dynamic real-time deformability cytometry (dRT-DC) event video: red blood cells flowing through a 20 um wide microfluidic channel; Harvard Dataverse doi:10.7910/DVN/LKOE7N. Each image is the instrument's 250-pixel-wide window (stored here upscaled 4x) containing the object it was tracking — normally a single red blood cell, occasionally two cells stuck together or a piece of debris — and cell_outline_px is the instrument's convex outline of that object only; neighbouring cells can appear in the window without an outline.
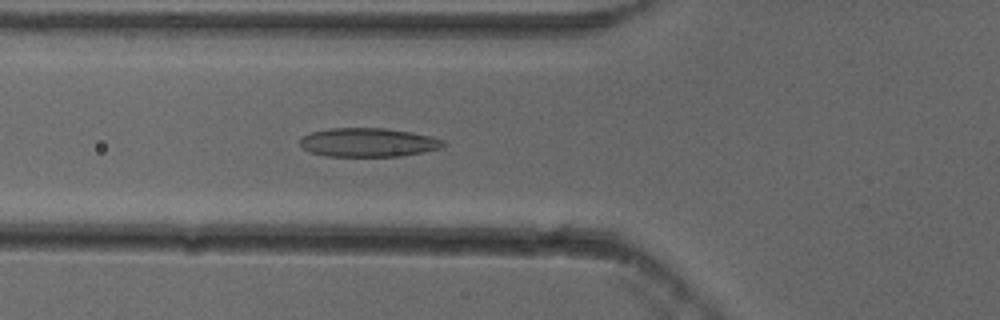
{"species": "common noctule bat (a hibernating species)", "species_latin": "Nyctalus noctula", "temperature_condition": "cold", "stored_images_in_passage": 54, "camera_frame_rate_fps": 3000, "um_per_image_px": 0.085, "animal": {"sex": "female"}, "frame": {"image": 1, "passage_image": 20, "time_ms": 6.333, "image_size_px": [1000, 320], "cell_outline_px": [[444, 144], [440, 148], [424, 152], [400, 156], [324, 156], [308, 152], [300, 144], [300, 140], [304, 136], [312, 132], [332, 128], [384, 128], [412, 132], [444, 140]], "centroid_in_image_um": [31.28, 12.11], "position_along_channel_um": 94.5, "area_um2": 23.93}}
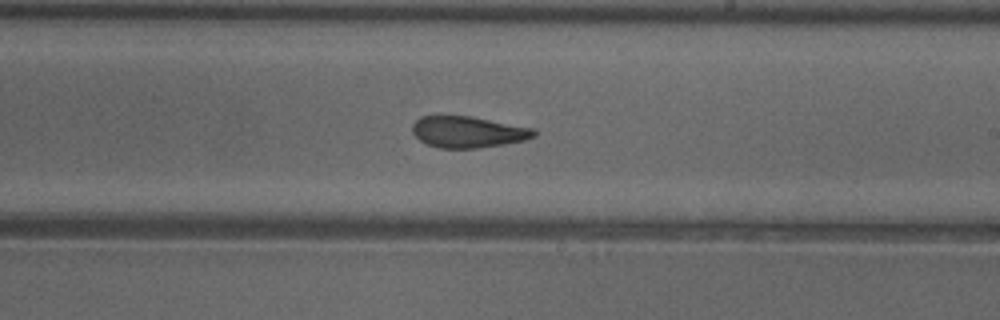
{"frame": {"image": 2, "passage_image": 32, "time_ms": 10.333, "image_size_px": [1000, 320], "cell_outline_px": [[536, 136], [524, 140], [504, 144], [476, 148], [440, 148], [428, 144], [420, 140], [412, 132], [412, 124], [420, 116], [440, 112], [472, 116], [536, 128]], "centroid_in_image_um": [39.74, 11.16], "position_along_channel_um": 249.3, "area_um2": 23.06}}
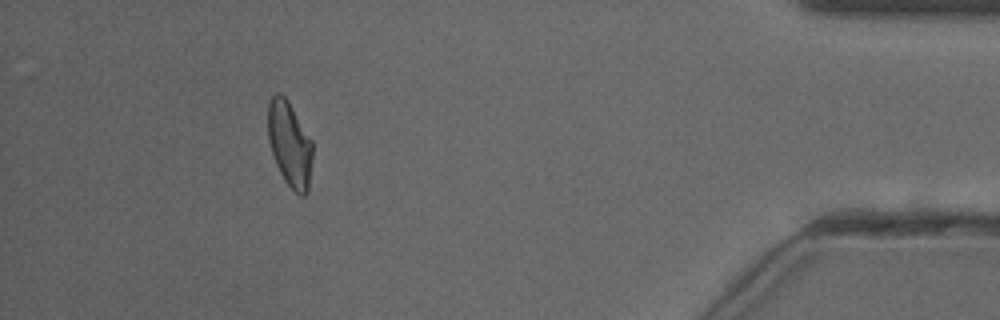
{"frame": {"image": 3, "passage_image": 49, "time_ms": 16.0, "image_size_px": [1000, 320], "cell_outline_px": [[312, 160], [308, 192], [304, 196], [300, 196], [284, 180], [276, 164], [272, 152], [268, 136], [268, 100], [276, 92], [280, 92], [288, 100], [312, 140]], "centroid_in_image_um": [24.62, 12.23], "position_along_channel_um": 410.6, "area_um2": 22.2}, "authors_computed_cell_mechanics": {"area_um2": 23.3801, "velocity_mm_per_s": 3.8611, "shape_relaxation_time_tau1_ms": null, "shape_relaxation_time_tau2_ms": 2.2864, "deformation_change_tau1": null, "deformation_change_tau2": 0.0982}}